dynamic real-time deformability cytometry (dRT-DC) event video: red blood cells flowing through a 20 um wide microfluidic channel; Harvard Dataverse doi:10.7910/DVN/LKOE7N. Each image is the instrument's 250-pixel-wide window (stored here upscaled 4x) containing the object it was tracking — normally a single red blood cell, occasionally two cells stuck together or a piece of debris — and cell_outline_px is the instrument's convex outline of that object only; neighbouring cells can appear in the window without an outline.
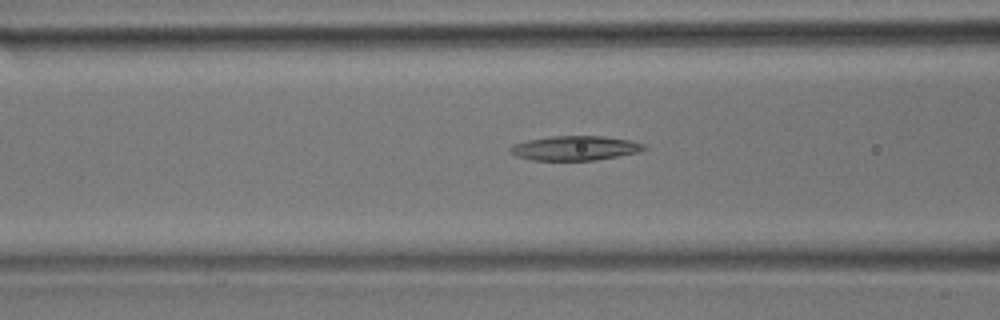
{"species": "common noctule bat (a hibernating species)", "species_latin": "Nyctalus noctula", "temperature_condition": "room temperature", "stored_images_in_passage": 37, "camera_frame_rate_fps": 3000, "um_per_image_px": 0.085, "animal": {"sex": "male", "body_mass_g": 17.9}, "frame": {"image": 1, "passage_image": 11, "time_ms": 3.333, "image_size_px": [1000, 320], "cell_outline_px": [[648, 148], [640, 152], [596, 160], [532, 160], [516, 156], [508, 152], [508, 148], [512, 144], [528, 140], [548, 136], [604, 136], [628, 140], [644, 144]], "centroid_in_image_um": [48.85, 12.59], "position_along_channel_um": 117.8, "area_um2": 19.25}}
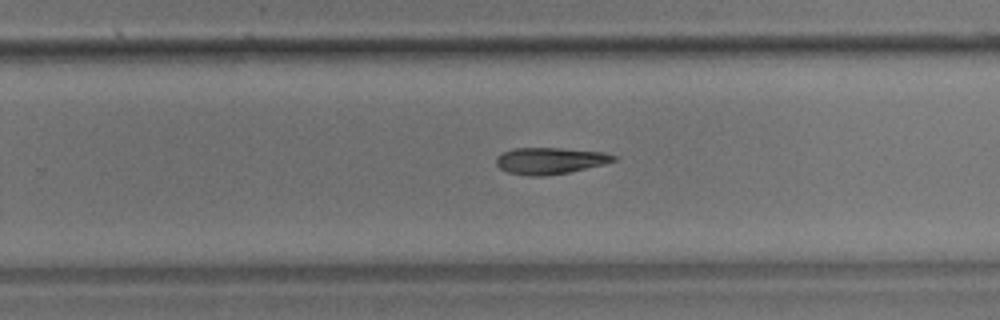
{"frame": {"image": 2, "passage_image": 21, "time_ms": 6.667, "image_size_px": [1000, 320], "cell_outline_px": [[616, 160], [604, 164], [568, 172], [544, 176], [528, 176], [508, 172], [500, 168], [496, 164], [496, 156], [512, 148], [560, 148], [604, 152], [616, 156]], "centroid_in_image_um": [46.73, 13.66], "position_along_channel_um": 283.1, "area_um2": 18.09}}
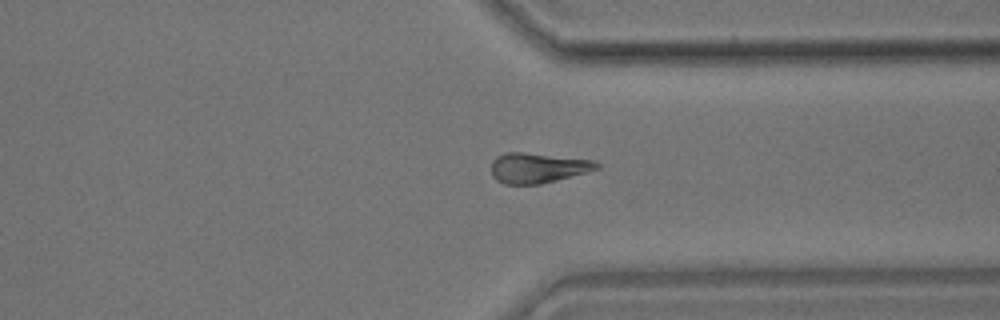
{"frame": {"image": 3, "passage_image": 26, "time_ms": 8.333, "image_size_px": [1000, 320], "cell_outline_px": [[600, 168], [556, 180], [540, 184], [504, 184], [496, 180], [492, 176], [492, 160], [496, 156], [508, 152], [520, 152], [592, 160], [600, 164]], "centroid_in_image_um": [45.67, 14.27], "position_along_channel_um": 365.7, "area_um2": 18.26}}